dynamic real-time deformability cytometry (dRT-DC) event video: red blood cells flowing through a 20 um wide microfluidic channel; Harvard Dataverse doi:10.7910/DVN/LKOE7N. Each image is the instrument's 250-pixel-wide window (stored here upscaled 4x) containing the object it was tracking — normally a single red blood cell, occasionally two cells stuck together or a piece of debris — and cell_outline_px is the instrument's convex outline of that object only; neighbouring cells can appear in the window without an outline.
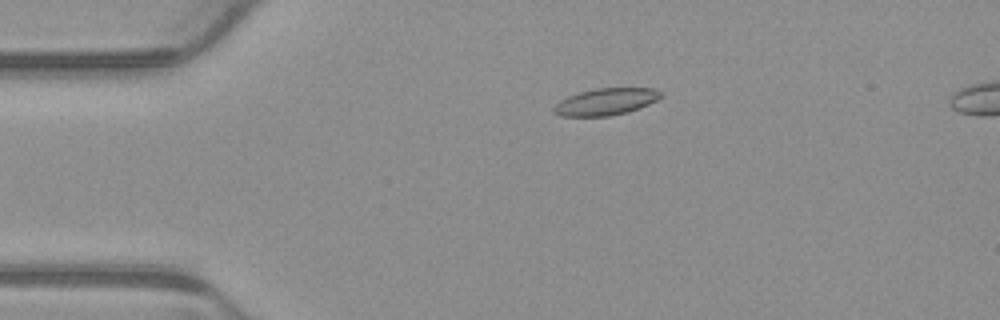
{"species": "common noctule bat (a hibernating species)", "species_latin": "Nyctalus noctula", "temperature_condition": "warm", "stored_images_in_passage": 5, "camera_frame_rate_fps": 3000, "um_per_image_px": 0.085, "animal": {"sex": "male", "body_mass_g": 23.1, "forearm_length_mm": 52.7}, "frame": {"image": 1, "passage_image": 3, "time_ms": 0.667, "image_size_px": [1000, 320], "cell_outline_px": [[660, 96], [656, 100], [640, 108], [628, 112], [608, 116], [560, 116], [552, 112], [552, 108], [560, 100], [568, 96], [580, 92], [596, 88], [656, 88], [660, 92]], "centroid_in_image_um": [51.46, 8.65], "position_along_channel_um": 33.5, "area_um2": 16.7}}